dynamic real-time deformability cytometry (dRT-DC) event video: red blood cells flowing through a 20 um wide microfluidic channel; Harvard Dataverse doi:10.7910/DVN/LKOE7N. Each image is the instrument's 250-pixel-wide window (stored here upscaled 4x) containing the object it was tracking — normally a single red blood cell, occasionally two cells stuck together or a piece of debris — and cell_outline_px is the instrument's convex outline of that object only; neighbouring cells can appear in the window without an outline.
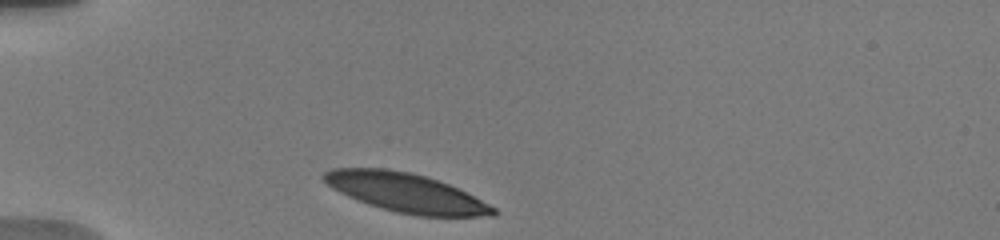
{"species": "human", "species_latin": "Homo sapiens", "temperature_condition": "warm", "stored_images_in_passage": 48, "camera_frame_rate_fps": 3000, "um_per_image_px": 0.085, "donor": {"sex": "male"}, "frame": {"image": 1, "passage_image": 1, "time_ms": 0.0, "image_size_px": [1000, 240], "cell_outline_px": [[500, 212], [492, 216], [420, 216], [396, 212], [368, 204], [348, 196], [332, 188], [320, 176], [324, 172], [332, 168], [384, 168], [408, 172], [424, 176], [448, 184], [496, 208]], "centroid_in_image_um": [34.47, 16.38], "position_along_channel_um": 50.5, "area_um2": 37.97}}
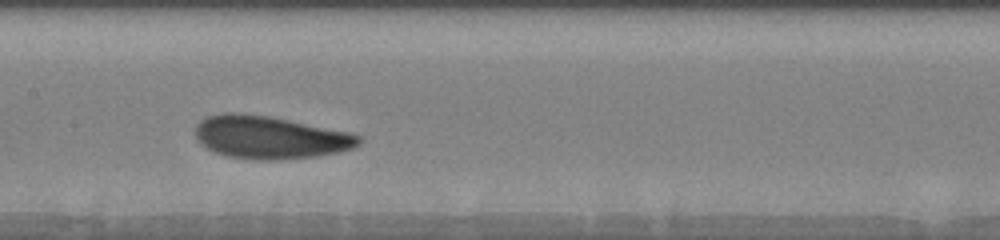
{"frame": {"image": 2, "passage_image": 20, "time_ms": 4.333, "image_size_px": [1000, 240], "cell_outline_px": [[364, 140], [360, 144], [352, 148], [340, 152], [316, 156], [272, 160], [256, 160], [228, 156], [216, 152], [200, 144], [196, 140], [196, 124], [200, 120], [208, 116], [224, 112], [240, 112], [268, 116], [348, 132], [360, 136]], "centroid_in_image_um": [22.92, 11.67], "position_along_channel_um": 184.5, "area_um2": 40.69}}
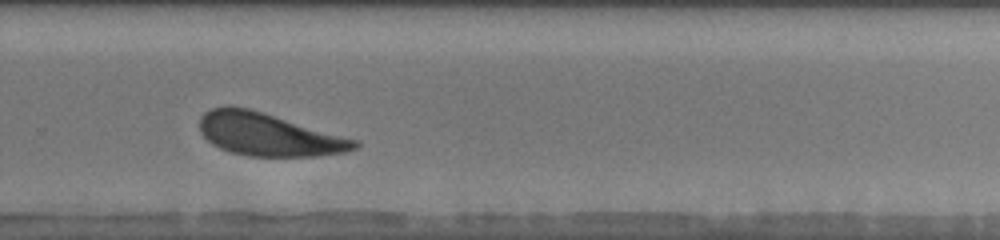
{"frame": {"image": 3, "passage_image": 34, "time_ms": 7.667, "image_size_px": [1000, 240], "cell_outline_px": [[360, 144], [356, 148], [344, 152], [316, 156], [248, 156], [228, 152], [212, 144], [200, 132], [200, 116], [204, 112], [212, 108], [224, 104], [228, 104], [248, 108], [360, 140]], "centroid_in_image_um": [22.8, 11.42], "position_along_channel_um": 307.0, "area_um2": 38.84}, "authors_computed_cell_mechanics": {"area_um2": 39.6508, "velocity_mm_per_s": 3.6872, "shape_relaxation_time_tau1_ms": 1.7547, "shape_relaxation_time_tau2_ms": 9.5154, "deformation_change_tau1": 0.1064, "deformation_change_tau2": 0.1893}}